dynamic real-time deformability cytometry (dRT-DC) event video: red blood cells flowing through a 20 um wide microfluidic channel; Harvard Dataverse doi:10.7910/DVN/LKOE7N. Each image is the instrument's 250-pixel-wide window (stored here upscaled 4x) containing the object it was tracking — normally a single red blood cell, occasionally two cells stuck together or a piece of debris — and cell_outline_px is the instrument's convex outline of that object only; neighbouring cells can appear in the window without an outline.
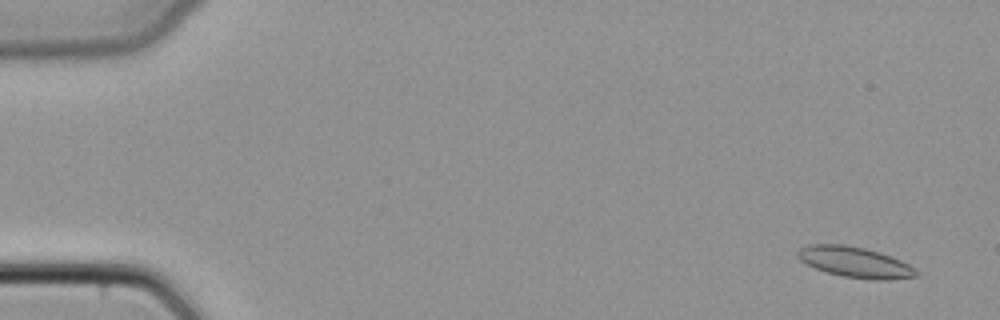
{"species": "common noctule bat (a hibernating species)", "species_latin": "Nyctalus noctula", "temperature_condition": "cold", "stored_images_in_passage": 9, "camera_frame_rate_fps": 3000, "um_per_image_px": 0.085, "animal": {"sex": "female", "body_mass_g": 22.7, "forearm_length_mm": 54.2}, "frame": {"image": 1, "passage_image": 3, "time_ms": 0.667, "image_size_px": [1000, 320], "cell_outline_px": [[920, 276], [888, 280], [872, 280], [844, 276], [828, 272], [816, 268], [800, 260], [796, 256], [796, 252], [800, 248], [812, 244], [844, 244], [864, 248], [880, 252], [892, 256], [916, 268], [920, 272]], "centroid_in_image_um": [72.73, 22.29], "position_along_channel_um": 12.3, "area_um2": 21.27}}